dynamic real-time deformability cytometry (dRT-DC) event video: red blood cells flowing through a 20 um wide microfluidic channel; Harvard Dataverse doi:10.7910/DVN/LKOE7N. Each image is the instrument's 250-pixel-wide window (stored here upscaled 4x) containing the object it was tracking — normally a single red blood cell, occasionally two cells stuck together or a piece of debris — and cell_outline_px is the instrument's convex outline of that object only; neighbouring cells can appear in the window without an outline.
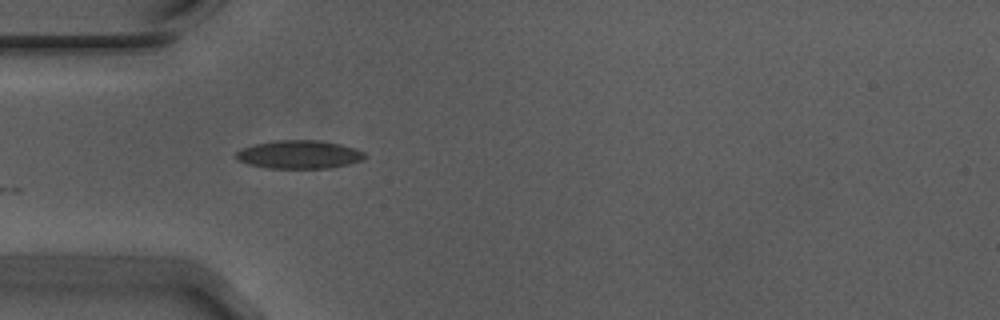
{"species": "Egyptian fruit bat (a non-hibernating species)", "species_latin": "Rousettus aegyptiacus", "temperature_condition": "warm", "stored_images_in_passage": 11, "camera_frame_rate_fps": 3000, "um_per_image_px": 0.085, "animal": {"sex": "male"}, "frame": {"image": 1, "passage_image": 1, "time_ms": 0.0, "image_size_px": [1000, 320], "cell_outline_px": [[368, 156], [360, 160], [348, 164], [332, 168], [264, 168], [248, 164], [236, 160], [236, 152], [244, 148], [256, 144], [276, 140], [316, 140], [340, 144], [364, 152]], "centroid_in_image_um": [25.41, 13.14], "position_along_channel_um": 59.6, "area_um2": 21.1}}